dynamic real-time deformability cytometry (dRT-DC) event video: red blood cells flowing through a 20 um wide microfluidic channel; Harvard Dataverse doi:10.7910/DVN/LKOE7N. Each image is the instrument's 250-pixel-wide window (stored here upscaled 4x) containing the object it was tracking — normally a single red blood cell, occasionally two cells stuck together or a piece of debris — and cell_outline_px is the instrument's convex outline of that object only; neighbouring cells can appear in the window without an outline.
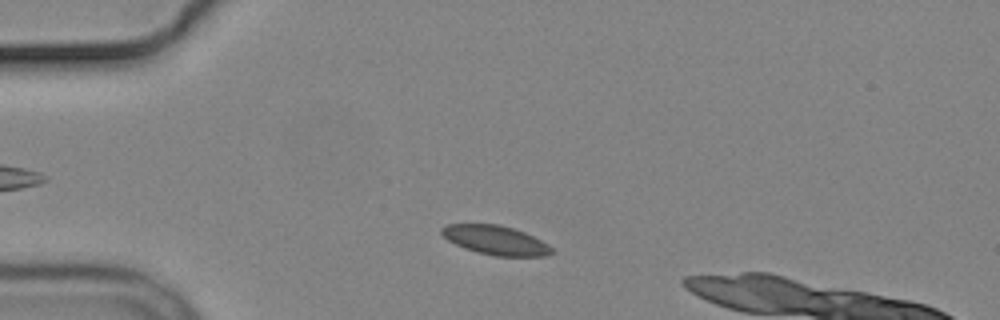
{"species": "common noctule bat (a hibernating species)", "species_latin": "Nyctalus noctula", "temperature_condition": "cold", "stored_images_in_passage": 50, "camera_frame_rate_fps": 3000, "um_per_image_px": 0.085, "animal": {"sex": "male", "body_mass_g": 19.2, "forearm_length_mm": 51.8}, "frame": {"image": 1, "passage_image": 8, "time_ms": 2.333, "image_size_px": [1000, 320], "cell_outline_px": [[556, 252], [544, 256], [496, 256], [476, 252], [464, 248], [448, 240], [440, 232], [440, 228], [448, 224], [500, 224], [524, 232], [548, 244]], "centroid_in_image_um": [42.12, 20.42], "position_along_channel_um": 42.9, "area_um2": 18.67}}
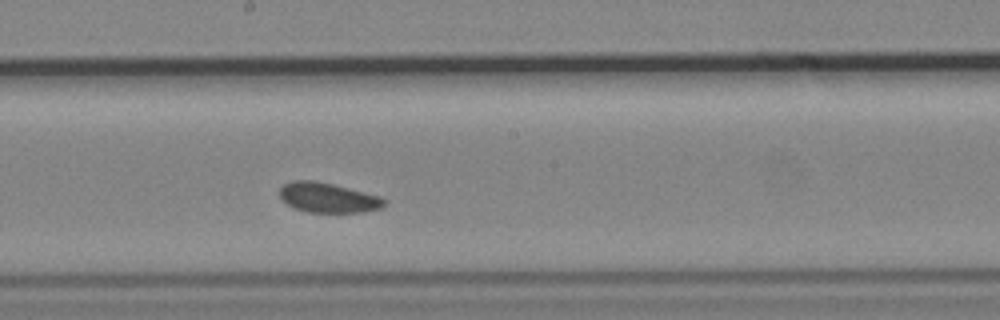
{"frame": {"image": 2, "passage_image": 25, "time_ms": 8.0, "image_size_px": [1000, 320], "cell_outline_px": [[388, 204], [380, 208], [364, 212], [308, 212], [296, 208], [288, 204], [280, 196], [280, 188], [284, 184], [292, 180], [316, 180], [380, 196], [388, 200]], "centroid_in_image_um": [27.92, 16.8], "position_along_channel_um": 220.3, "area_um2": 18.15}}
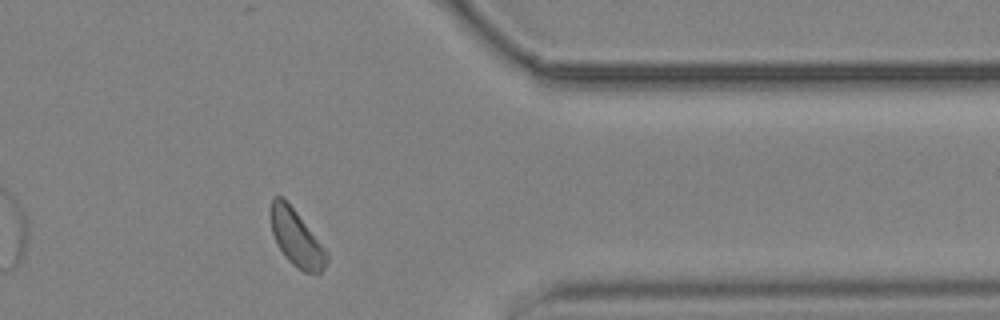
{"frame": {"image": 3, "passage_image": 40, "time_ms": 13.0, "image_size_px": [1000, 320], "cell_outline_px": [[328, 260], [324, 268], [320, 272], [304, 272], [296, 268], [284, 256], [272, 232], [272, 196], [280, 196], [296, 212], [328, 252]], "centroid_in_image_um": [25.22, 20.29], "position_along_channel_um": 386.2, "area_um2": 17.8}, "authors_computed_cell_mechanics": {"area_um2": 18.7272, "velocity_mm_per_s": 3.6057, "shape_relaxation_time_tau1_ms": null, "shape_relaxation_time_tau2_ms": 6.3109, "deformation_change_tau1": null, "deformation_change_tau2": 0.1006}}